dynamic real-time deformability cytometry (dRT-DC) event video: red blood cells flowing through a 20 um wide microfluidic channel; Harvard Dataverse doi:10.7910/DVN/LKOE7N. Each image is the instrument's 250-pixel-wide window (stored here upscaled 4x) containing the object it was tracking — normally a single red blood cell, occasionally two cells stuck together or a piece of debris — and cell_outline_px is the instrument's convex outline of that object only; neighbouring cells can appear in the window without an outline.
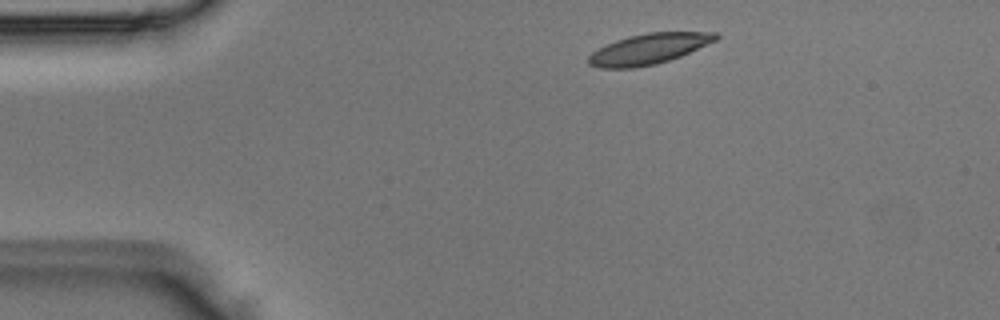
{"species": "Egyptian fruit bat (a non-hibernating species)", "species_latin": "Rousettus aegyptiacus", "temperature_condition": "room temperature", "stored_images_in_passage": 3, "camera_frame_rate_fps": 3000, "um_per_image_px": 0.085, "animal": {"sex": "male"}, "frame": {"image": 1, "passage_image": 1, "time_ms": 0.0, "image_size_px": [1000, 320], "cell_outline_px": [[720, 36], [716, 40], [680, 56], [656, 64], [636, 68], [600, 68], [588, 64], [588, 56], [592, 52], [616, 40], [628, 36], [648, 32], [716, 32]], "centroid_in_image_um": [55.13, 4.16], "position_along_channel_um": 29.9, "area_um2": 22.48}}
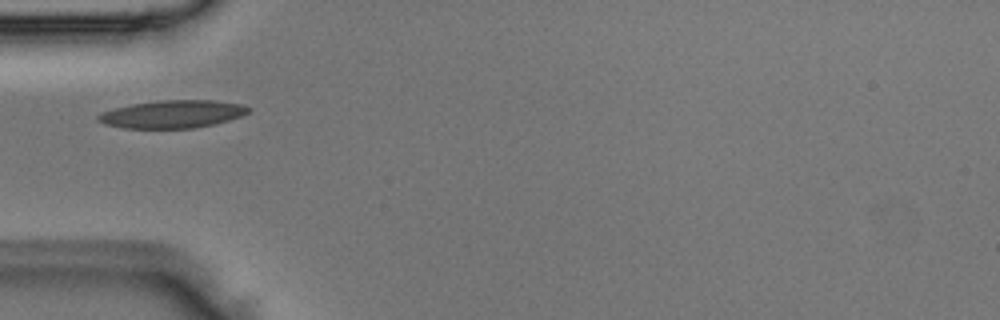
{"frame": {"image": 2, "passage_image": 3, "time_ms": 0.667, "image_size_px": [1000, 320], "cell_outline_px": [[252, 108], [248, 112], [240, 116], [216, 124], [192, 128], [124, 128], [104, 124], [96, 120], [96, 116], [100, 112], [132, 104], [160, 100], [212, 100], [240, 104]], "centroid_in_image_um": [14.63, 9.7], "position_along_channel_um": 70.4, "area_um2": 24.28}}